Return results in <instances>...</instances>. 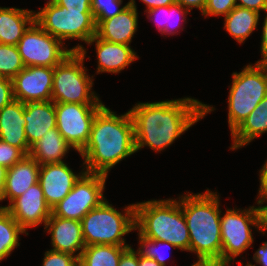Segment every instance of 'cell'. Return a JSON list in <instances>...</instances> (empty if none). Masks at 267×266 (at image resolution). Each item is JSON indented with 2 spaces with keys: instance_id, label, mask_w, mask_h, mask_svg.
<instances>
[{
  "instance_id": "cell-1",
  "label": "cell",
  "mask_w": 267,
  "mask_h": 266,
  "mask_svg": "<svg viewBox=\"0 0 267 266\" xmlns=\"http://www.w3.org/2000/svg\"><path fill=\"white\" fill-rule=\"evenodd\" d=\"M214 110L213 106L190 97L136 103L129 110L134 122L136 152L144 146L161 152Z\"/></svg>"
},
{
  "instance_id": "cell-2",
  "label": "cell",
  "mask_w": 267,
  "mask_h": 266,
  "mask_svg": "<svg viewBox=\"0 0 267 266\" xmlns=\"http://www.w3.org/2000/svg\"><path fill=\"white\" fill-rule=\"evenodd\" d=\"M134 153V122L130 111L117 116L104 105L94 117L89 141L80 152L84 169L108 176L112 167Z\"/></svg>"
},
{
  "instance_id": "cell-3",
  "label": "cell",
  "mask_w": 267,
  "mask_h": 266,
  "mask_svg": "<svg viewBox=\"0 0 267 266\" xmlns=\"http://www.w3.org/2000/svg\"><path fill=\"white\" fill-rule=\"evenodd\" d=\"M183 194L179 197L190 237V252L199 260H211L221 265V209L216 192Z\"/></svg>"
},
{
  "instance_id": "cell-4",
  "label": "cell",
  "mask_w": 267,
  "mask_h": 266,
  "mask_svg": "<svg viewBox=\"0 0 267 266\" xmlns=\"http://www.w3.org/2000/svg\"><path fill=\"white\" fill-rule=\"evenodd\" d=\"M135 230L149 240L169 242L190 252V237L179 200H149L135 204Z\"/></svg>"
},
{
  "instance_id": "cell-5",
  "label": "cell",
  "mask_w": 267,
  "mask_h": 266,
  "mask_svg": "<svg viewBox=\"0 0 267 266\" xmlns=\"http://www.w3.org/2000/svg\"><path fill=\"white\" fill-rule=\"evenodd\" d=\"M60 64L54 67L51 101L54 103L103 104L96 92L92 91L93 75L84 67L86 49L81 44Z\"/></svg>"
},
{
  "instance_id": "cell-6",
  "label": "cell",
  "mask_w": 267,
  "mask_h": 266,
  "mask_svg": "<svg viewBox=\"0 0 267 266\" xmlns=\"http://www.w3.org/2000/svg\"><path fill=\"white\" fill-rule=\"evenodd\" d=\"M85 246L102 244L131 246L122 237L135 230V204L116 210L107 199L90 210L81 220Z\"/></svg>"
},
{
  "instance_id": "cell-7",
  "label": "cell",
  "mask_w": 267,
  "mask_h": 266,
  "mask_svg": "<svg viewBox=\"0 0 267 266\" xmlns=\"http://www.w3.org/2000/svg\"><path fill=\"white\" fill-rule=\"evenodd\" d=\"M228 96V124L231 134L267 95V65L257 61L232 73Z\"/></svg>"
},
{
  "instance_id": "cell-8",
  "label": "cell",
  "mask_w": 267,
  "mask_h": 266,
  "mask_svg": "<svg viewBox=\"0 0 267 266\" xmlns=\"http://www.w3.org/2000/svg\"><path fill=\"white\" fill-rule=\"evenodd\" d=\"M220 217L221 266H229L238 255L251 248L254 242L252 227L260 229L259 209H227ZM251 227V228H250Z\"/></svg>"
},
{
  "instance_id": "cell-9",
  "label": "cell",
  "mask_w": 267,
  "mask_h": 266,
  "mask_svg": "<svg viewBox=\"0 0 267 266\" xmlns=\"http://www.w3.org/2000/svg\"><path fill=\"white\" fill-rule=\"evenodd\" d=\"M35 22L47 33L61 40L78 39L87 42L96 34L92 11L68 10L53 4L39 8Z\"/></svg>"
},
{
  "instance_id": "cell-10",
  "label": "cell",
  "mask_w": 267,
  "mask_h": 266,
  "mask_svg": "<svg viewBox=\"0 0 267 266\" xmlns=\"http://www.w3.org/2000/svg\"><path fill=\"white\" fill-rule=\"evenodd\" d=\"M106 179V175L85 172L69 194L52 208V214L81 221L90 210L105 200Z\"/></svg>"
},
{
  "instance_id": "cell-11",
  "label": "cell",
  "mask_w": 267,
  "mask_h": 266,
  "mask_svg": "<svg viewBox=\"0 0 267 266\" xmlns=\"http://www.w3.org/2000/svg\"><path fill=\"white\" fill-rule=\"evenodd\" d=\"M63 43L34 21L16 46L25 67H55L73 52L71 49H67Z\"/></svg>"
},
{
  "instance_id": "cell-12",
  "label": "cell",
  "mask_w": 267,
  "mask_h": 266,
  "mask_svg": "<svg viewBox=\"0 0 267 266\" xmlns=\"http://www.w3.org/2000/svg\"><path fill=\"white\" fill-rule=\"evenodd\" d=\"M104 104L55 103L56 128L73 150L80 153L90 138L91 126Z\"/></svg>"
},
{
  "instance_id": "cell-13",
  "label": "cell",
  "mask_w": 267,
  "mask_h": 266,
  "mask_svg": "<svg viewBox=\"0 0 267 266\" xmlns=\"http://www.w3.org/2000/svg\"><path fill=\"white\" fill-rule=\"evenodd\" d=\"M54 67L29 66L23 68L13 79L14 99L21 102L50 101L53 89Z\"/></svg>"
},
{
  "instance_id": "cell-14",
  "label": "cell",
  "mask_w": 267,
  "mask_h": 266,
  "mask_svg": "<svg viewBox=\"0 0 267 266\" xmlns=\"http://www.w3.org/2000/svg\"><path fill=\"white\" fill-rule=\"evenodd\" d=\"M0 208H5L26 232L28 228L37 227L42 223L45 227L52 214L39 183L28 188L8 206Z\"/></svg>"
},
{
  "instance_id": "cell-15",
  "label": "cell",
  "mask_w": 267,
  "mask_h": 266,
  "mask_svg": "<svg viewBox=\"0 0 267 266\" xmlns=\"http://www.w3.org/2000/svg\"><path fill=\"white\" fill-rule=\"evenodd\" d=\"M75 174L65 162L49 163L40 166L39 179L47 204L52 209L73 189L75 183L86 172Z\"/></svg>"
},
{
  "instance_id": "cell-16",
  "label": "cell",
  "mask_w": 267,
  "mask_h": 266,
  "mask_svg": "<svg viewBox=\"0 0 267 266\" xmlns=\"http://www.w3.org/2000/svg\"><path fill=\"white\" fill-rule=\"evenodd\" d=\"M44 228L51 235V250L69 253L79 259L85 248L81 221L51 214Z\"/></svg>"
},
{
  "instance_id": "cell-17",
  "label": "cell",
  "mask_w": 267,
  "mask_h": 266,
  "mask_svg": "<svg viewBox=\"0 0 267 266\" xmlns=\"http://www.w3.org/2000/svg\"><path fill=\"white\" fill-rule=\"evenodd\" d=\"M138 10L128 5L121 13L103 21H95L96 36L102 40L130 45L138 28Z\"/></svg>"
},
{
  "instance_id": "cell-18",
  "label": "cell",
  "mask_w": 267,
  "mask_h": 266,
  "mask_svg": "<svg viewBox=\"0 0 267 266\" xmlns=\"http://www.w3.org/2000/svg\"><path fill=\"white\" fill-rule=\"evenodd\" d=\"M95 43L97 54V72L100 73H120L125 67H128L132 62L139 59L136 52L130 45L119 43H111L93 36L88 42V45Z\"/></svg>"
},
{
  "instance_id": "cell-19",
  "label": "cell",
  "mask_w": 267,
  "mask_h": 266,
  "mask_svg": "<svg viewBox=\"0 0 267 266\" xmlns=\"http://www.w3.org/2000/svg\"><path fill=\"white\" fill-rule=\"evenodd\" d=\"M24 103L13 100L0 110V140L29 155L30 146L25 135Z\"/></svg>"
},
{
  "instance_id": "cell-20",
  "label": "cell",
  "mask_w": 267,
  "mask_h": 266,
  "mask_svg": "<svg viewBox=\"0 0 267 266\" xmlns=\"http://www.w3.org/2000/svg\"><path fill=\"white\" fill-rule=\"evenodd\" d=\"M40 166L30 155H26L8 168L0 201L8 198L10 204L28 188L38 183Z\"/></svg>"
},
{
  "instance_id": "cell-21",
  "label": "cell",
  "mask_w": 267,
  "mask_h": 266,
  "mask_svg": "<svg viewBox=\"0 0 267 266\" xmlns=\"http://www.w3.org/2000/svg\"><path fill=\"white\" fill-rule=\"evenodd\" d=\"M25 135L31 147L48 130L56 127V111L53 101L24 104Z\"/></svg>"
},
{
  "instance_id": "cell-22",
  "label": "cell",
  "mask_w": 267,
  "mask_h": 266,
  "mask_svg": "<svg viewBox=\"0 0 267 266\" xmlns=\"http://www.w3.org/2000/svg\"><path fill=\"white\" fill-rule=\"evenodd\" d=\"M35 11L0 7V44L17 45L35 21Z\"/></svg>"
},
{
  "instance_id": "cell-23",
  "label": "cell",
  "mask_w": 267,
  "mask_h": 266,
  "mask_svg": "<svg viewBox=\"0 0 267 266\" xmlns=\"http://www.w3.org/2000/svg\"><path fill=\"white\" fill-rule=\"evenodd\" d=\"M72 148L58 129L48 130L30 148L29 155L40 165L64 162L62 159Z\"/></svg>"
},
{
  "instance_id": "cell-24",
  "label": "cell",
  "mask_w": 267,
  "mask_h": 266,
  "mask_svg": "<svg viewBox=\"0 0 267 266\" xmlns=\"http://www.w3.org/2000/svg\"><path fill=\"white\" fill-rule=\"evenodd\" d=\"M264 133H267V95L231 134L233 144L230 149L242 148Z\"/></svg>"
},
{
  "instance_id": "cell-25",
  "label": "cell",
  "mask_w": 267,
  "mask_h": 266,
  "mask_svg": "<svg viewBox=\"0 0 267 266\" xmlns=\"http://www.w3.org/2000/svg\"><path fill=\"white\" fill-rule=\"evenodd\" d=\"M260 13L235 6L224 16V29L242 44L257 28Z\"/></svg>"
},
{
  "instance_id": "cell-26",
  "label": "cell",
  "mask_w": 267,
  "mask_h": 266,
  "mask_svg": "<svg viewBox=\"0 0 267 266\" xmlns=\"http://www.w3.org/2000/svg\"><path fill=\"white\" fill-rule=\"evenodd\" d=\"M130 246L95 244L85 246L79 266H119L122 253Z\"/></svg>"
},
{
  "instance_id": "cell-27",
  "label": "cell",
  "mask_w": 267,
  "mask_h": 266,
  "mask_svg": "<svg viewBox=\"0 0 267 266\" xmlns=\"http://www.w3.org/2000/svg\"><path fill=\"white\" fill-rule=\"evenodd\" d=\"M145 12H147L148 14V19L150 17H153L154 21L156 22L158 31L161 32V35H175L176 33L178 34L179 25L181 24H179V21H177L176 19H179L180 22L183 21L186 23L185 16L190 13L189 10H187L177 2L168 6L152 8Z\"/></svg>"
},
{
  "instance_id": "cell-28",
  "label": "cell",
  "mask_w": 267,
  "mask_h": 266,
  "mask_svg": "<svg viewBox=\"0 0 267 266\" xmlns=\"http://www.w3.org/2000/svg\"><path fill=\"white\" fill-rule=\"evenodd\" d=\"M19 234L28 235L5 208H0V262L20 246Z\"/></svg>"
},
{
  "instance_id": "cell-29",
  "label": "cell",
  "mask_w": 267,
  "mask_h": 266,
  "mask_svg": "<svg viewBox=\"0 0 267 266\" xmlns=\"http://www.w3.org/2000/svg\"><path fill=\"white\" fill-rule=\"evenodd\" d=\"M25 65L16 45L0 44V76L13 79Z\"/></svg>"
},
{
  "instance_id": "cell-30",
  "label": "cell",
  "mask_w": 267,
  "mask_h": 266,
  "mask_svg": "<svg viewBox=\"0 0 267 266\" xmlns=\"http://www.w3.org/2000/svg\"><path fill=\"white\" fill-rule=\"evenodd\" d=\"M123 0H92L91 11L94 21H103L121 13L129 3L120 7Z\"/></svg>"
},
{
  "instance_id": "cell-31",
  "label": "cell",
  "mask_w": 267,
  "mask_h": 266,
  "mask_svg": "<svg viewBox=\"0 0 267 266\" xmlns=\"http://www.w3.org/2000/svg\"><path fill=\"white\" fill-rule=\"evenodd\" d=\"M138 236H139L138 238H139L140 247L138 248L137 251L139 252V254L147 258L154 259L157 263H159L162 266H166V263H165L166 255L162 254L163 252L161 253L159 251L160 247L158 246L166 245L168 247L178 249L176 246L170 244L169 242H164L161 240H149V239L142 237L139 233H138Z\"/></svg>"
},
{
  "instance_id": "cell-32",
  "label": "cell",
  "mask_w": 267,
  "mask_h": 266,
  "mask_svg": "<svg viewBox=\"0 0 267 266\" xmlns=\"http://www.w3.org/2000/svg\"><path fill=\"white\" fill-rule=\"evenodd\" d=\"M42 266H79V263L72 254L48 250L44 254Z\"/></svg>"
},
{
  "instance_id": "cell-33",
  "label": "cell",
  "mask_w": 267,
  "mask_h": 266,
  "mask_svg": "<svg viewBox=\"0 0 267 266\" xmlns=\"http://www.w3.org/2000/svg\"><path fill=\"white\" fill-rule=\"evenodd\" d=\"M26 156L19 148H16L0 140V166L7 169L18 163Z\"/></svg>"
},
{
  "instance_id": "cell-34",
  "label": "cell",
  "mask_w": 267,
  "mask_h": 266,
  "mask_svg": "<svg viewBox=\"0 0 267 266\" xmlns=\"http://www.w3.org/2000/svg\"><path fill=\"white\" fill-rule=\"evenodd\" d=\"M236 5L235 0H207L202 15L208 16H226Z\"/></svg>"
},
{
  "instance_id": "cell-35",
  "label": "cell",
  "mask_w": 267,
  "mask_h": 266,
  "mask_svg": "<svg viewBox=\"0 0 267 266\" xmlns=\"http://www.w3.org/2000/svg\"><path fill=\"white\" fill-rule=\"evenodd\" d=\"M13 100L12 79L0 76V110Z\"/></svg>"
},
{
  "instance_id": "cell-36",
  "label": "cell",
  "mask_w": 267,
  "mask_h": 266,
  "mask_svg": "<svg viewBox=\"0 0 267 266\" xmlns=\"http://www.w3.org/2000/svg\"><path fill=\"white\" fill-rule=\"evenodd\" d=\"M92 0H57L58 6H65L68 10L91 11Z\"/></svg>"
},
{
  "instance_id": "cell-37",
  "label": "cell",
  "mask_w": 267,
  "mask_h": 266,
  "mask_svg": "<svg viewBox=\"0 0 267 266\" xmlns=\"http://www.w3.org/2000/svg\"><path fill=\"white\" fill-rule=\"evenodd\" d=\"M139 252L135 251L131 246L128 247L121 255L119 266H138Z\"/></svg>"
},
{
  "instance_id": "cell-38",
  "label": "cell",
  "mask_w": 267,
  "mask_h": 266,
  "mask_svg": "<svg viewBox=\"0 0 267 266\" xmlns=\"http://www.w3.org/2000/svg\"><path fill=\"white\" fill-rule=\"evenodd\" d=\"M235 2L239 7L247 8L258 13L267 9V0H235Z\"/></svg>"
},
{
  "instance_id": "cell-39",
  "label": "cell",
  "mask_w": 267,
  "mask_h": 266,
  "mask_svg": "<svg viewBox=\"0 0 267 266\" xmlns=\"http://www.w3.org/2000/svg\"><path fill=\"white\" fill-rule=\"evenodd\" d=\"M257 199H258L257 204H258L259 215H260L259 232H261L264 235V233H266L267 231V205H264V203H267V196L257 197Z\"/></svg>"
},
{
  "instance_id": "cell-40",
  "label": "cell",
  "mask_w": 267,
  "mask_h": 266,
  "mask_svg": "<svg viewBox=\"0 0 267 266\" xmlns=\"http://www.w3.org/2000/svg\"><path fill=\"white\" fill-rule=\"evenodd\" d=\"M143 2V4L146 5V10L148 11L149 9L160 7V6H168L171 4H174L176 0H140ZM129 5L133 6L137 9L136 2L135 0H129Z\"/></svg>"
},
{
  "instance_id": "cell-41",
  "label": "cell",
  "mask_w": 267,
  "mask_h": 266,
  "mask_svg": "<svg viewBox=\"0 0 267 266\" xmlns=\"http://www.w3.org/2000/svg\"><path fill=\"white\" fill-rule=\"evenodd\" d=\"M259 180H260V188L258 192V197H266L267 196V160L265 164L262 166V169L259 171Z\"/></svg>"
},
{
  "instance_id": "cell-42",
  "label": "cell",
  "mask_w": 267,
  "mask_h": 266,
  "mask_svg": "<svg viewBox=\"0 0 267 266\" xmlns=\"http://www.w3.org/2000/svg\"><path fill=\"white\" fill-rule=\"evenodd\" d=\"M267 12V9L265 10ZM261 56L262 59L259 62H264L267 59V13L264 18L263 27H262V35H261Z\"/></svg>"
},
{
  "instance_id": "cell-43",
  "label": "cell",
  "mask_w": 267,
  "mask_h": 266,
  "mask_svg": "<svg viewBox=\"0 0 267 266\" xmlns=\"http://www.w3.org/2000/svg\"><path fill=\"white\" fill-rule=\"evenodd\" d=\"M177 3L181 4L184 8L191 12V9L197 8L202 13L207 0H176Z\"/></svg>"
},
{
  "instance_id": "cell-44",
  "label": "cell",
  "mask_w": 267,
  "mask_h": 266,
  "mask_svg": "<svg viewBox=\"0 0 267 266\" xmlns=\"http://www.w3.org/2000/svg\"><path fill=\"white\" fill-rule=\"evenodd\" d=\"M253 260L262 266H267V241L254 253ZM256 266V265H253Z\"/></svg>"
},
{
  "instance_id": "cell-45",
  "label": "cell",
  "mask_w": 267,
  "mask_h": 266,
  "mask_svg": "<svg viewBox=\"0 0 267 266\" xmlns=\"http://www.w3.org/2000/svg\"><path fill=\"white\" fill-rule=\"evenodd\" d=\"M138 266H162V265L157 263L152 258H147L139 254V265Z\"/></svg>"
},
{
  "instance_id": "cell-46",
  "label": "cell",
  "mask_w": 267,
  "mask_h": 266,
  "mask_svg": "<svg viewBox=\"0 0 267 266\" xmlns=\"http://www.w3.org/2000/svg\"><path fill=\"white\" fill-rule=\"evenodd\" d=\"M6 175H7V168L0 166V200L2 198L3 186L5 184Z\"/></svg>"
},
{
  "instance_id": "cell-47",
  "label": "cell",
  "mask_w": 267,
  "mask_h": 266,
  "mask_svg": "<svg viewBox=\"0 0 267 266\" xmlns=\"http://www.w3.org/2000/svg\"><path fill=\"white\" fill-rule=\"evenodd\" d=\"M191 266H221L218 262L211 261V260H197Z\"/></svg>"
},
{
  "instance_id": "cell-48",
  "label": "cell",
  "mask_w": 267,
  "mask_h": 266,
  "mask_svg": "<svg viewBox=\"0 0 267 266\" xmlns=\"http://www.w3.org/2000/svg\"><path fill=\"white\" fill-rule=\"evenodd\" d=\"M57 0H49L46 2V5L44 7H47V6H51L53 4H56Z\"/></svg>"
},
{
  "instance_id": "cell-49",
  "label": "cell",
  "mask_w": 267,
  "mask_h": 266,
  "mask_svg": "<svg viewBox=\"0 0 267 266\" xmlns=\"http://www.w3.org/2000/svg\"><path fill=\"white\" fill-rule=\"evenodd\" d=\"M245 266H253V264H251L249 261Z\"/></svg>"
}]
</instances>
